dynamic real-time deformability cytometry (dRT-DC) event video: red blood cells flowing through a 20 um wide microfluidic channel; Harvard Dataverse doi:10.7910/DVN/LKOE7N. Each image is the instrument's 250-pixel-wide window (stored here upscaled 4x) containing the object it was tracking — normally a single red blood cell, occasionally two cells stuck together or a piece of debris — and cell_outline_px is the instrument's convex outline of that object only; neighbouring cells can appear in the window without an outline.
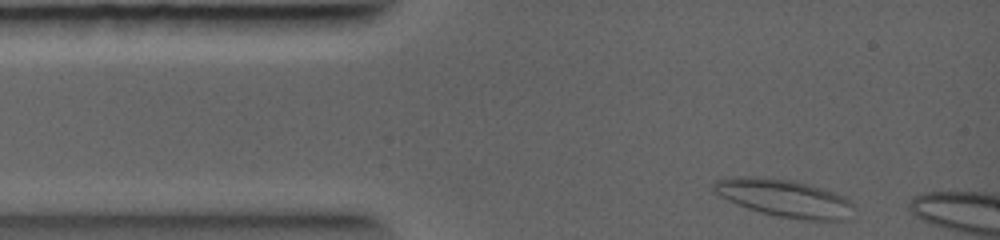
{"species": "common noctule bat (a hibernating species)", "species_latin": "Nyctalus noctula", "temperature_condition": "warm", "stored_images_in_passage": 2, "camera_frame_rate_fps": 5000, "um_per_image_px": 0.085, "animal": {"sex": "female", "body_mass_g": 19.0, "forearm_length_mm": 56.7}, "frame": {"image": 1, "passage_image": 1, "time_ms": 0.0, "image_size_px": [1000, 240], "cell_outline_px": [[852, 204], [848, 220], [804, 220], [776, 216], [760, 212], [748, 208], [728, 200], [712, 192], [712, 184], [716, 180], [724, 176], [752, 176], [788, 180], [824, 188], [844, 196]], "centroid_in_image_um": [66.6, 16.83], "position_along_channel_um": 18.4, "area_um2": 30.63}}